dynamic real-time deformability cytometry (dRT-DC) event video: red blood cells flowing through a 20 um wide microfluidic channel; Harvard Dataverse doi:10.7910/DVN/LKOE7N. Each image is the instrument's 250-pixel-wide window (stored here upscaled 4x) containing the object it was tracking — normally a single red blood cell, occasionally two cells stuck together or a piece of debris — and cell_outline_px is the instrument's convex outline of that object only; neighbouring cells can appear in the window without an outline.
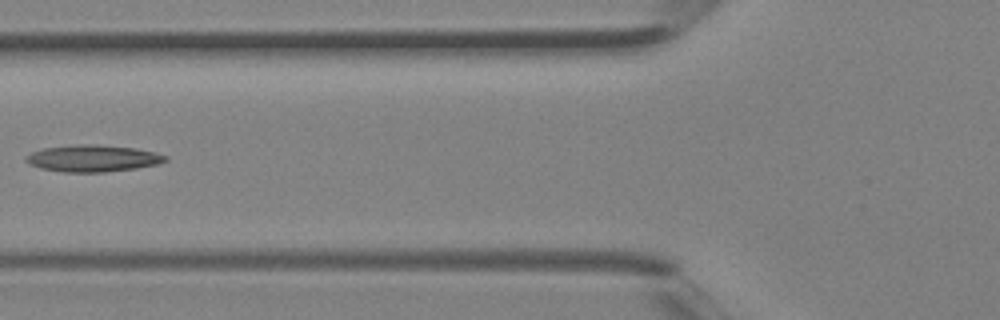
{"species": "Egyptian fruit bat (a non-hibernating species)", "species_latin": "Rousettus aegyptiacus", "temperature_condition": "room temperature", "stored_images_in_passage": 5, "camera_frame_rate_fps": 3000, "um_per_image_px": 0.085, "animal": {"sex": "female"}, "frame": {"image": 1, "passage_image": 5, "time_ms": 1.333, "image_size_px": [1000, 320], "cell_outline_px": [[168, 160], [160, 164], [136, 168], [104, 172], [64, 172], [40, 168], [28, 164], [24, 160], [24, 156], [32, 152], [44, 148], [80, 144], [92, 144], [136, 148], [156, 152], [168, 156]], "centroid_in_image_um": [7.9, 13.46], "position_along_channel_um": 117.9, "area_um2": 21.91}}